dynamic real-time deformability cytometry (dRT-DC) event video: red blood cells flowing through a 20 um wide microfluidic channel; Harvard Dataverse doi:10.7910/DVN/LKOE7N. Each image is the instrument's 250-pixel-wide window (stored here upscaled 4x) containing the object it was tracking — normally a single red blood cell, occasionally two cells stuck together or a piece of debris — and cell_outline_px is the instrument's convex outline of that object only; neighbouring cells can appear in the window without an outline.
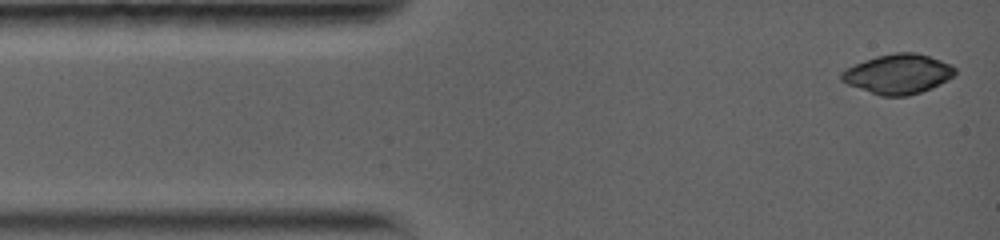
{"species": "common noctule bat (a hibernating species)", "species_latin": "Nyctalus noctula", "temperature_condition": "warm", "stored_images_in_passage": 6, "camera_frame_rate_fps": 5000, "um_per_image_px": 0.085, "animal": {"sex": "female", "body_mass_g": 19.0, "forearm_length_mm": 56.7}, "frame": {"image": 1, "passage_image": 1, "time_ms": 0.0, "image_size_px": [1000, 240], "cell_outline_px": [[956, 72], [948, 80], [932, 88], [908, 96], [880, 96], [848, 84], [840, 80], [840, 72], [864, 60], [876, 56], [896, 52], [916, 52], [952, 64], [956, 68]], "centroid_in_image_um": [76.35, 6.29], "position_along_channel_um": 8.7, "area_um2": 26.24}}
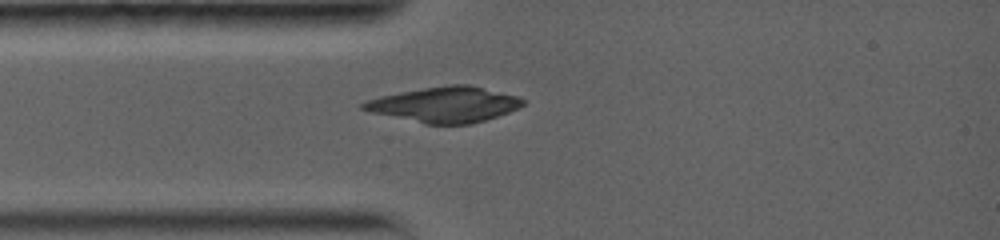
{"frame": {"image": 2, "passage_image": 6, "time_ms": 2.8, "image_size_px": [1000, 240], "cell_outline_px": [[528, 100], [520, 108], [484, 120], [468, 124], [424, 124], [372, 112], [360, 108], [360, 104], [368, 100], [380, 96], [400, 92], [424, 88], [452, 84], [468, 84], [516, 96]], "centroid_in_image_um": [37.82, 8.89], "position_along_channel_um": 47.2, "area_um2": 32.66}}